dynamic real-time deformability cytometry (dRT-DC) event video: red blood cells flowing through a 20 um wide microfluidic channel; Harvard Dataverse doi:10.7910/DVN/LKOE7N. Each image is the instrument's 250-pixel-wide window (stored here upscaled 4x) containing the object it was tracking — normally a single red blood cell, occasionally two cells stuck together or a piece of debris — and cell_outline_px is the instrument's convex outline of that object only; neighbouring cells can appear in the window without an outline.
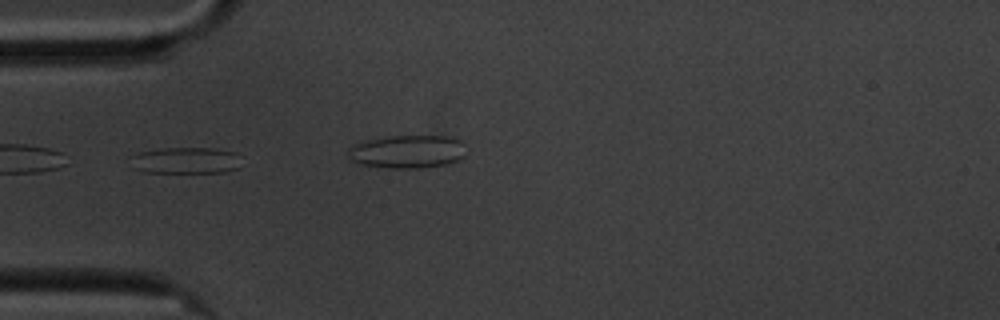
{"species": "common noctule bat (a hibernating species)", "species_latin": "Nyctalus noctula", "temperature_condition": "cold", "stored_images_in_passage": 26, "camera_frame_rate_fps": 3000, "um_per_image_px": 0.085, "animal": {"sex": "male", "body_mass_g": 20.1, "forearm_length_mm": 53.5}, "frame": {"image": 1, "passage_image": 1, "time_ms": 0.0, "image_size_px": [1000, 320], "cell_outline_px": [[240, 168], [224, 172], [144, 172], [132, 168], [128, 156], [140, 152], [160, 148], [216, 148], [236, 152]], "centroid_in_image_um": [15.73, 13.63], "position_along_channel_um": 69.3, "area_um2": 17.28}}
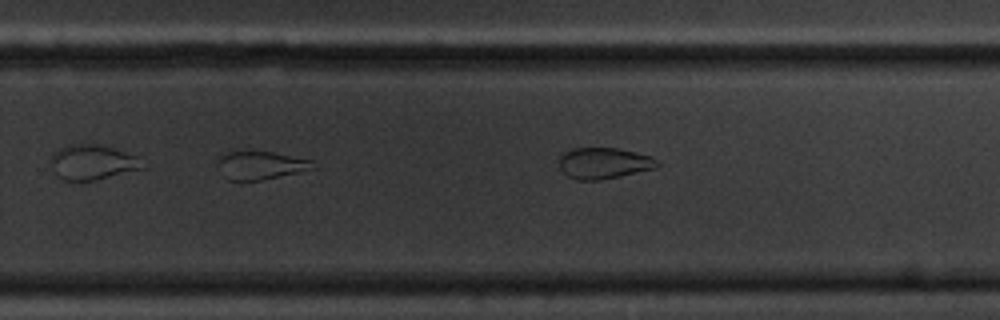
{"frame": {"image": 2, "passage_image": 22, "time_ms": 7.0, "image_size_px": [1000, 320], "cell_outline_px": [[316, 168], [260, 180], [228, 180], [224, 176], [216, 164], [216, 156], [228, 152], [272, 152], [312, 160]], "centroid_in_image_um": [22.1, 14.04], "position_along_channel_um": 307.7, "area_um2": 15.49}}